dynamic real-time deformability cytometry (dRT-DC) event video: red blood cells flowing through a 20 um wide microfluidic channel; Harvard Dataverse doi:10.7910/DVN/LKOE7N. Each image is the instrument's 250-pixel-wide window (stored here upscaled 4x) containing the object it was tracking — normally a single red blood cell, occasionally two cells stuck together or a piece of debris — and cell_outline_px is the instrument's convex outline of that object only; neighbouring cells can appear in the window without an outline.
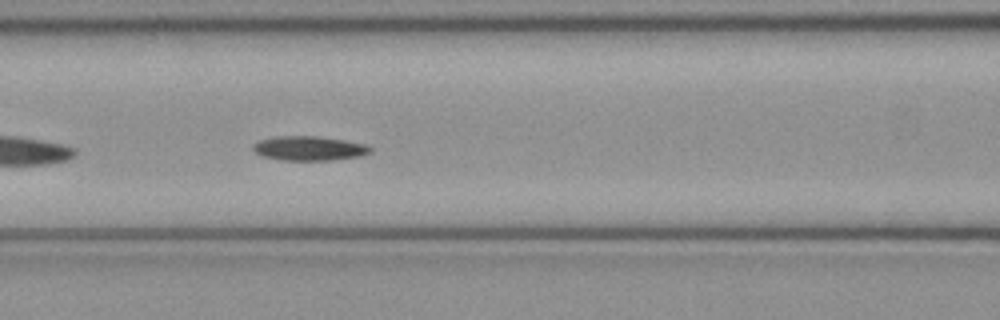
{"species": "common noctule bat (a hibernating species)", "species_latin": "Nyctalus noctula", "temperature_condition": "cold", "stored_images_in_passage": 37, "camera_frame_rate_fps": 3000, "um_per_image_px": 0.085, "animal": {"sex": "female", "body_mass_g": 21.9}, "frame": {"image": 1, "passage_image": 8, "time_ms": 2.333, "image_size_px": [1000, 320], "cell_outline_px": [[372, 152], [360, 156], [332, 160], [284, 160], [260, 156], [252, 148], [252, 144], [260, 140], [276, 136], [320, 136], [368, 144], [372, 148]], "centroid_in_image_um": [26.29, 12.6], "position_along_channel_um": 140.3, "area_um2": 16.82}}
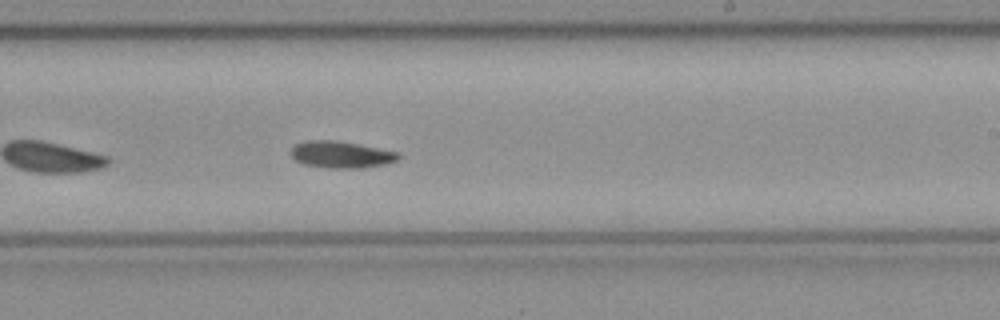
{"frame": {"image": 2, "passage_image": 17, "time_ms": 5.333, "image_size_px": [1000, 320], "cell_outline_px": [[400, 156], [396, 160], [384, 164], [360, 168], [328, 168], [304, 164], [296, 160], [292, 156], [292, 148], [296, 144], [304, 140], [336, 140], [360, 144], [396, 152]], "centroid_in_image_um": [28.96, 13.13], "position_along_channel_um": 260.0, "area_um2": 16.59}}
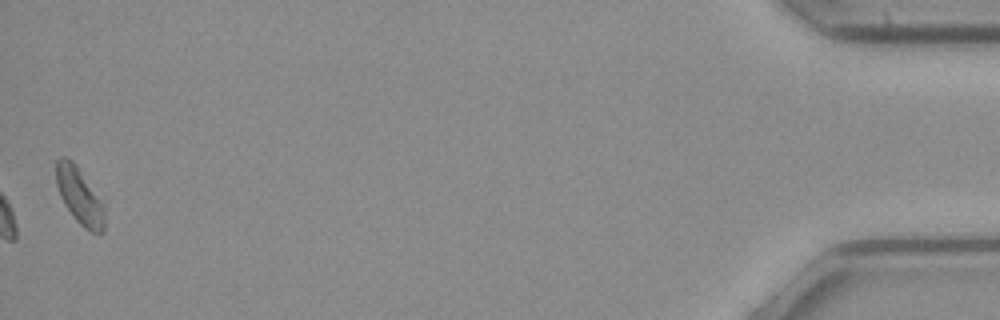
{"frame": {"image": 3, "passage_image": 37, "time_ms": 12.0, "image_size_px": [1000, 320], "cell_outline_px": [[104, 232], [100, 236], [84, 228], [76, 220], [64, 204], [60, 196], [56, 184], [56, 160], [60, 156], [68, 156], [76, 164], [104, 204]], "centroid_in_image_um": [6.76, 16.66], "position_along_channel_um": 428.4, "area_um2": 16.13}, "authors_computed_cell_mechanics": {"area_um2": 16.2418, "velocity_mm_per_s": 3.9972, "shape_relaxation_time_tau1_ms": 7.5286, "shape_relaxation_time_tau2_ms": null, "deformation_change_tau1": 0.1313, "deformation_change_tau2": null}}